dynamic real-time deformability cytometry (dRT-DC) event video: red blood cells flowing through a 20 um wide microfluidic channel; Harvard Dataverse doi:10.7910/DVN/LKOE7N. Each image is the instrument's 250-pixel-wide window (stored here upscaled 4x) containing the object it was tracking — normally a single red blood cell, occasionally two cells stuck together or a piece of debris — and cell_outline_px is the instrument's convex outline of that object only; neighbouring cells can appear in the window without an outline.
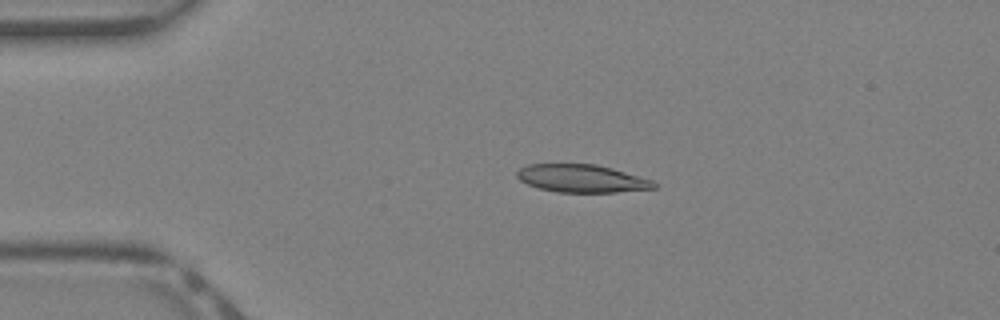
{"species": "Egyptian fruit bat (a non-hibernating species)", "species_latin": "Rousettus aegyptiacus", "temperature_condition": "warm", "stored_images_in_passage": 39, "camera_frame_rate_fps": 3000, "um_per_image_px": 0.085, "animal": {"sex": "female"}, "frame": {"image": 1, "passage_image": 8, "time_ms": 2.333, "image_size_px": [1000, 320], "cell_outline_px": [[656, 188], [616, 192], [556, 192], [540, 188], [528, 184], [520, 180], [516, 176], [516, 172], [520, 168], [528, 164], [596, 164], [612, 168], [652, 180], [656, 184]], "centroid_in_image_um": [49.43, 15.17], "position_along_channel_um": 35.6, "area_um2": 22.08}}
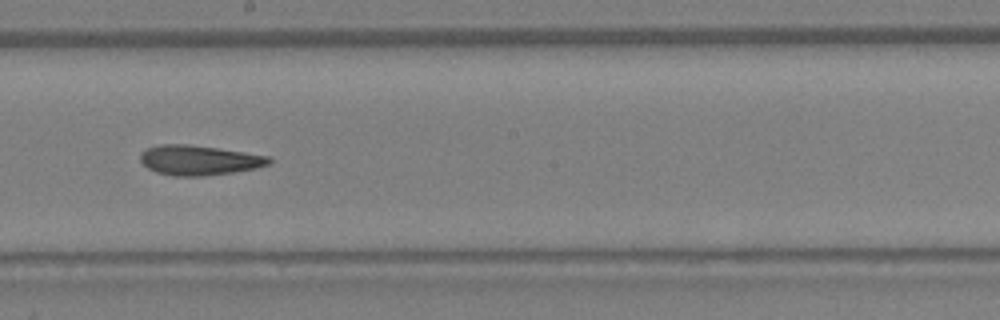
{"frame": {"image": 2, "passage_image": 22, "time_ms": 7.0, "image_size_px": [1000, 320], "cell_outline_px": [[272, 160], [268, 164], [256, 168], [232, 172], [204, 176], [172, 176], [156, 172], [148, 168], [140, 160], [140, 152], [148, 148], [160, 144], [188, 144], [244, 152], [268, 156]], "centroid_in_image_um": [16.88, 13.62], "position_along_channel_um": 231.3, "area_um2": 22.25}}
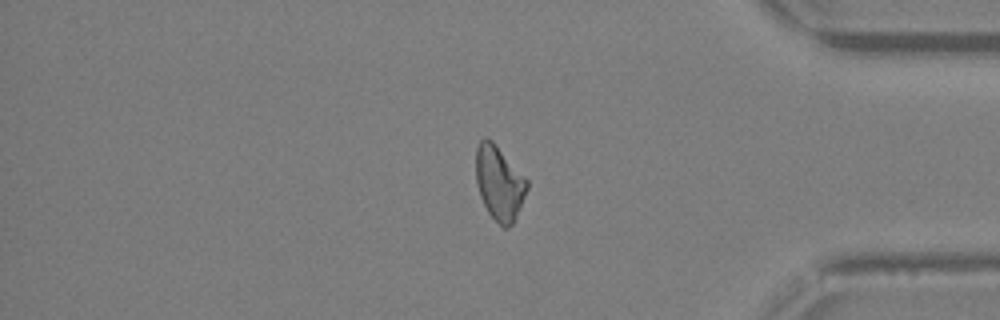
{"frame": {"image": 3, "passage_image": 33, "time_ms": 10.667, "image_size_px": [1000, 320], "cell_outline_px": [[528, 188], [516, 216], [512, 224], [508, 228], [504, 228], [488, 212], [480, 196], [476, 180], [476, 148], [480, 140], [484, 136], [492, 140], [528, 180]], "centroid_in_image_um": [42.43, 15.53], "position_along_channel_um": 392.8, "area_um2": 21.91}}